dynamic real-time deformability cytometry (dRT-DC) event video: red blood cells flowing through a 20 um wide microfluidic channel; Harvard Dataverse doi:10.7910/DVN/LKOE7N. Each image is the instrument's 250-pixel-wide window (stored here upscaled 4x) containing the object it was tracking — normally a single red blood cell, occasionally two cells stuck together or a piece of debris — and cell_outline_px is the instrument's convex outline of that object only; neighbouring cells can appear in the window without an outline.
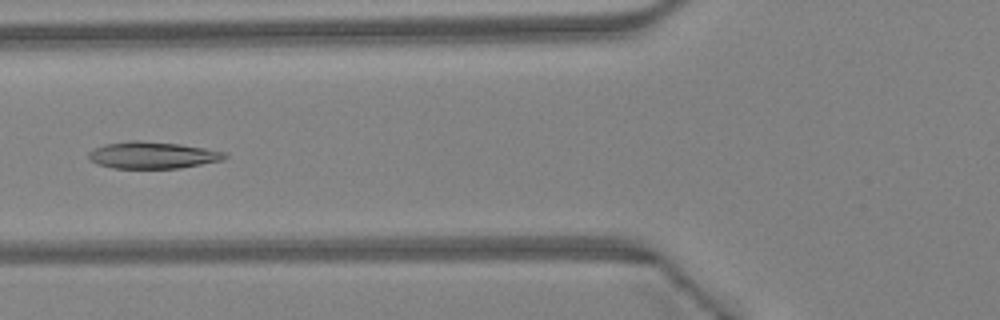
{"species": "Egyptian fruit bat (a non-hibernating species)", "species_latin": "Rousettus aegyptiacus", "temperature_condition": "warm", "stored_images_in_passage": 33, "camera_frame_rate_fps": 3000, "um_per_image_px": 0.085, "animal": {"sex": "female"}, "frame": {"image": 1, "passage_image": 6, "time_ms": 1.667, "image_size_px": [1000, 320], "cell_outline_px": [[228, 156], [224, 160], [180, 168], [112, 168], [96, 164], [88, 160], [88, 152], [104, 144], [132, 140], [140, 140], [180, 144], [204, 148], [224, 152]], "centroid_in_image_um": [12.94, 13.19], "position_along_channel_um": 112.9, "area_um2": 21.39}}
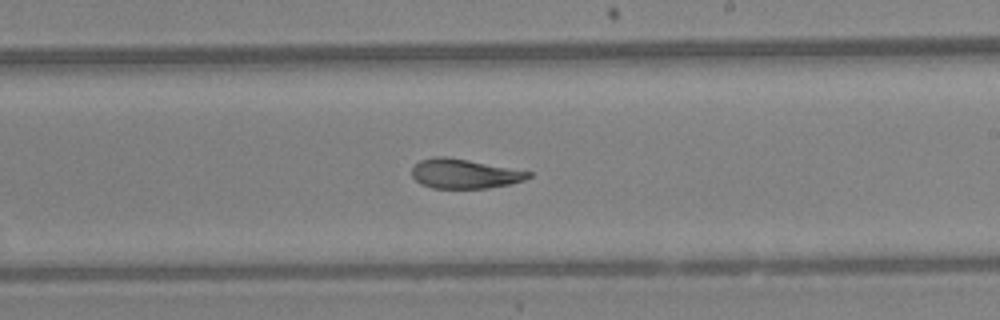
{"frame": {"image": 2, "passage_image": 15, "time_ms": 4.667, "image_size_px": [1000, 320], "cell_outline_px": [[532, 176], [524, 180], [508, 184], [488, 188], [432, 188], [420, 184], [412, 176], [412, 168], [420, 160], [436, 156], [444, 156], [468, 160], [532, 172]], "centroid_in_image_um": [39.46, 14.77], "position_along_channel_um": 249.5, "area_um2": 19.88}}
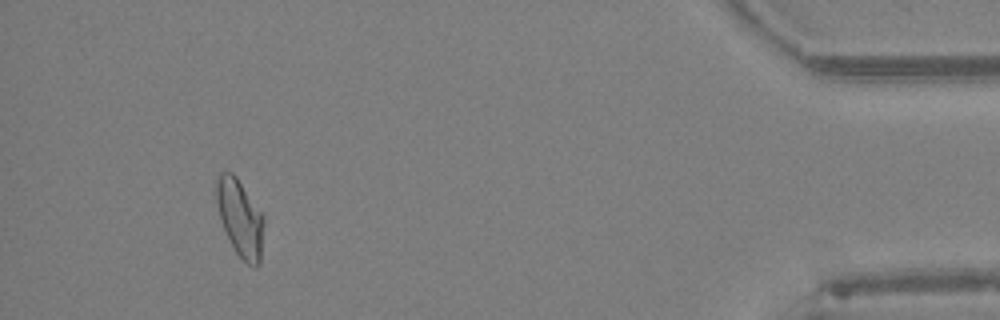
{"frame": {"image": 3, "passage_image": 30, "time_ms": 9.667, "image_size_px": [1000, 320], "cell_outline_px": [[264, 224], [260, 264], [256, 268], [252, 268], [232, 248], [224, 228], [220, 216], [216, 200], [216, 180], [220, 172], [232, 172], [236, 176], [264, 216]], "centroid_in_image_um": [20.42, 18.55], "position_along_channel_um": 414.8, "area_um2": 21.27}, "authors_computed_cell_mechanics": {"area_um2": 21.2126, "velocity_mm_per_s": 4.574, "shape_relaxation_time_tau1_ms": 7.3797, "shape_relaxation_time_tau2_ms": 1.9105, "deformation_change_tau1": 0.1991, "deformation_change_tau2": 0.0824}}